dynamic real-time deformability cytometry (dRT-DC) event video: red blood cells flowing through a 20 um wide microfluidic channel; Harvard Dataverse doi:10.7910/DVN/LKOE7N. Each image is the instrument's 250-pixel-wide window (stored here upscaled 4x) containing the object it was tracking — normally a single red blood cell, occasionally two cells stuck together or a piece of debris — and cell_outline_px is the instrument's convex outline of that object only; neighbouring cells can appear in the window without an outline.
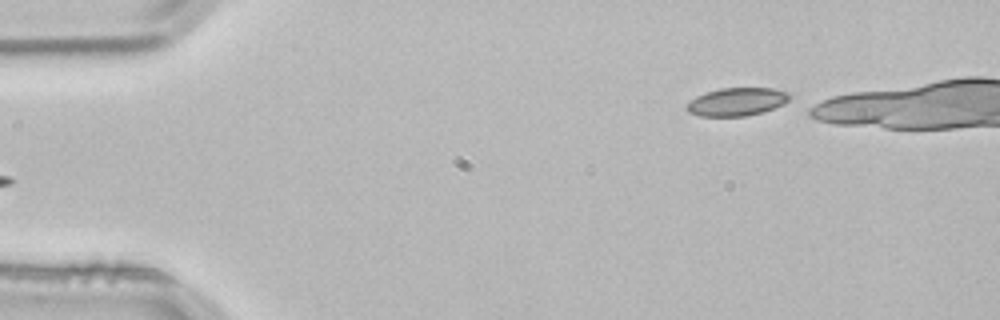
{"species": "common noctule bat (a hibernating species)", "species_latin": "Nyctalus noctula", "temperature_condition": "room temperature", "stored_images_in_passage": 3, "segment_of_instrument_passage": [2, 2], "camera_frame_rate_fps": 3000, "um_per_image_px": 0.085, "animal": {"sex": "male", "body_mass_g": 21.5, "forearm_length_mm": 52.0}, "frame": {"image": 1, "passage_image": 3, "time_ms": 0.667, "image_size_px": [1000, 320], "cell_outline_px": [[792, 100], [784, 104], [764, 112], [744, 116], [700, 116], [688, 112], [684, 108], [696, 96], [720, 88], [772, 88], [788, 92], [792, 96]], "centroid_in_image_um": [62.68, 8.65], "position_along_channel_um": 22.3, "area_um2": 16.94}}